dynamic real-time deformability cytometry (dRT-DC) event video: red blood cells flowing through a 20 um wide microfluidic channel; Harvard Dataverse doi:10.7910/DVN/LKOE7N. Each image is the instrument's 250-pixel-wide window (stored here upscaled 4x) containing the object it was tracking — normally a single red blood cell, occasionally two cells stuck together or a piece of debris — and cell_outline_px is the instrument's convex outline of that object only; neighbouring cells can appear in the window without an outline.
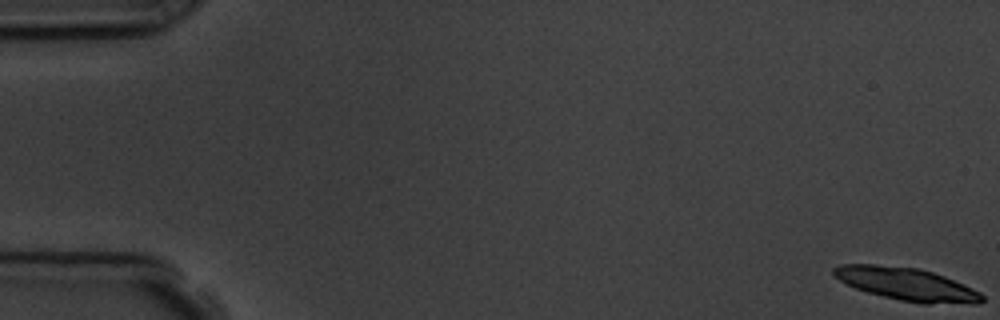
{"species": "common noctule bat (a hibernating species)", "species_latin": "Nyctalus noctula", "temperature_condition": "room temperature", "stored_images_in_passage": 6, "camera_frame_rate_fps": 3000, "um_per_image_px": 0.085, "animal": {"sex": "male", "body_mass_g": 19.5, "forearm_length_mm": 54.6}, "frame": {"image": 1, "passage_image": 1, "time_ms": 0.0, "image_size_px": [1000, 320], "cell_outline_px": [[984, 300], [980, 304], [924, 304], [900, 300], [868, 292], [856, 288], [840, 280], [832, 272], [832, 268], [840, 264], [876, 264], [916, 268], [932, 272], [944, 276], [964, 284], [980, 292], [984, 296]], "centroid_in_image_um": [77.12, 24.16], "position_along_channel_um": 7.9, "area_um2": 28.32}}